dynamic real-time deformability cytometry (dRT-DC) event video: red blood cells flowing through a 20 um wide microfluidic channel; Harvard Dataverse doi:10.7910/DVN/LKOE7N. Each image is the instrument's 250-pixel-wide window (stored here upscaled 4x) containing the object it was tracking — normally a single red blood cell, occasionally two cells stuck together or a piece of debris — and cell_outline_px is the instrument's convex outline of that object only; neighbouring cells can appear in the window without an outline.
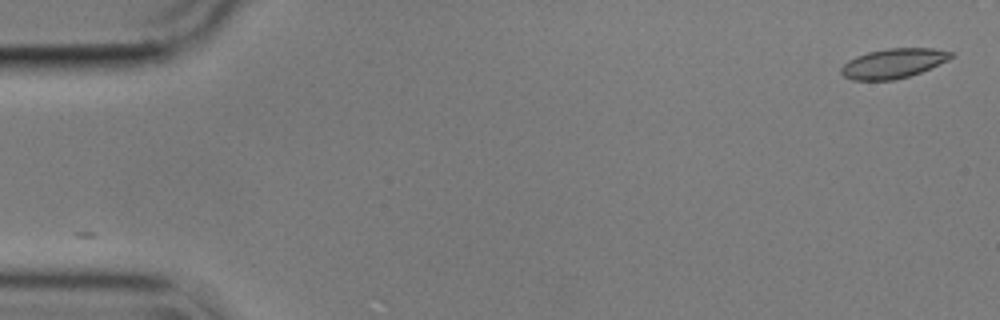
{"species": "common noctule bat (a hibernating species)", "species_latin": "Nyctalus noctula", "temperature_condition": "cold", "stored_images_in_passage": 55, "camera_frame_rate_fps": 3000, "um_per_image_px": 0.085, "animal": {"sex": "male", "body_mass_g": 17.9}, "frame": {"image": 1, "passage_image": 1, "time_ms": 0.0, "image_size_px": [1000, 320], "cell_outline_px": [[956, 52], [948, 60], [920, 72], [896, 80], [852, 80], [844, 76], [840, 72], [840, 68], [848, 60], [856, 56], [868, 52], [888, 48], [932, 48]], "centroid_in_image_um": [75.92, 5.38], "position_along_channel_um": 9.1, "area_um2": 18.96}}
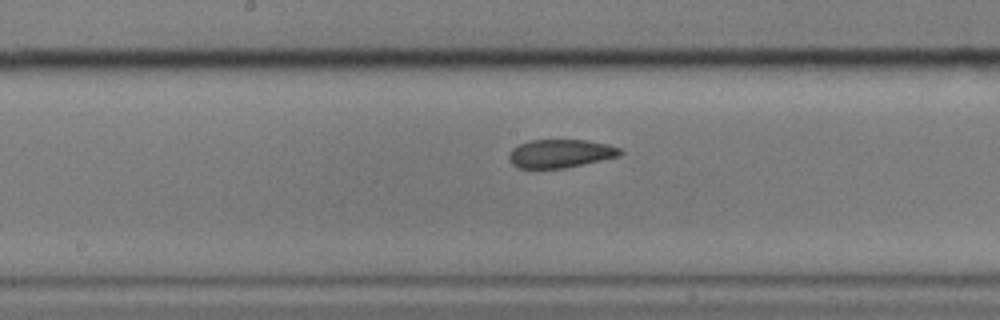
{"frame": {"image": 2, "passage_image": 28, "time_ms": 9.0, "image_size_px": [1000, 320], "cell_outline_px": [[624, 152], [620, 156], [564, 168], [520, 168], [512, 164], [508, 160], [508, 156], [512, 148], [520, 144], [532, 140], [588, 140], [608, 144], [620, 148]], "centroid_in_image_um": [47.65, 13.04], "position_along_channel_um": 200.6, "area_um2": 18.38}}
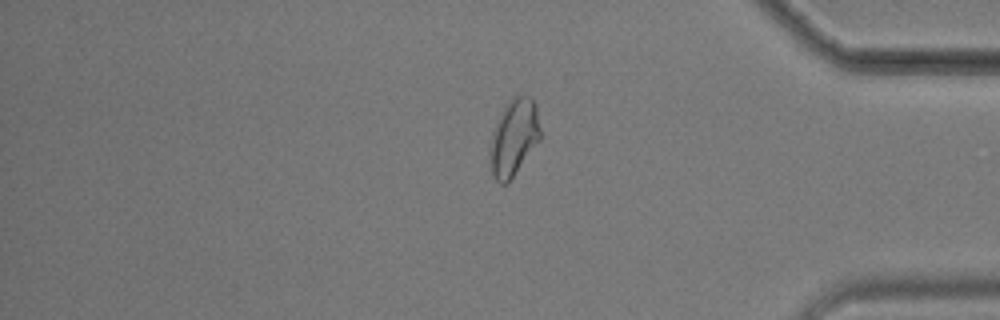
{"frame": {"image": 3, "passage_image": 46, "time_ms": 15.0, "image_size_px": [1000, 320], "cell_outline_px": [[540, 140], [508, 184], [500, 184], [492, 176], [492, 132], [500, 112], [504, 104], [512, 96], [528, 96], [536, 104], [540, 128]], "centroid_in_image_um": [43.7, 11.66], "position_along_channel_um": 391.5, "area_um2": 22.31}, "authors_computed_cell_mechanics": {"area_um2": 19.5364, "velocity_mm_per_s": 3.5719, "shape_relaxation_time_tau1_ms": 6.6329, "shape_relaxation_time_tau2_ms": 1.4621, "deformation_change_tau1": 0.1331, "deformation_change_tau2": 0.0634}}